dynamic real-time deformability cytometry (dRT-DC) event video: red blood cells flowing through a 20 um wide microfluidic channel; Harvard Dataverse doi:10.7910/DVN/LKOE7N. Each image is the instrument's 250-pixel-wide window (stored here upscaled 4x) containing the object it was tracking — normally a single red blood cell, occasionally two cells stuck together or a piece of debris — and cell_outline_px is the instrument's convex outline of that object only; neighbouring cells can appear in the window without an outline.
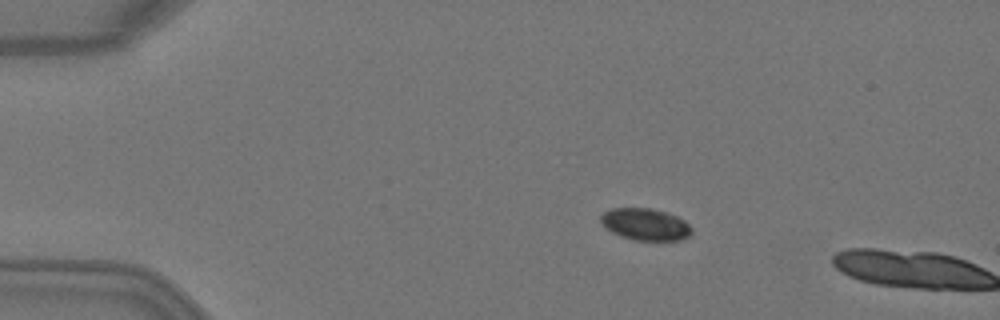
{"species": "Egyptian fruit bat (a non-hibernating species)", "species_latin": "Rousettus aegyptiacus", "temperature_condition": "warm", "stored_images_in_passage": 3, "camera_frame_rate_fps": 3000, "um_per_image_px": 0.085, "animal": {"sex": "female"}, "frame": {"image": 1, "passage_image": 2, "time_ms": 0.333, "image_size_px": [1000, 320], "cell_outline_px": [[692, 232], [688, 236], [680, 240], [632, 240], [620, 236], [612, 232], [600, 220], [600, 216], [604, 212], [612, 208], [652, 208], [676, 216], [684, 220], [692, 228]], "centroid_in_image_um": [54.86, 19.07], "position_along_channel_um": 30.1, "area_um2": 16.76}}